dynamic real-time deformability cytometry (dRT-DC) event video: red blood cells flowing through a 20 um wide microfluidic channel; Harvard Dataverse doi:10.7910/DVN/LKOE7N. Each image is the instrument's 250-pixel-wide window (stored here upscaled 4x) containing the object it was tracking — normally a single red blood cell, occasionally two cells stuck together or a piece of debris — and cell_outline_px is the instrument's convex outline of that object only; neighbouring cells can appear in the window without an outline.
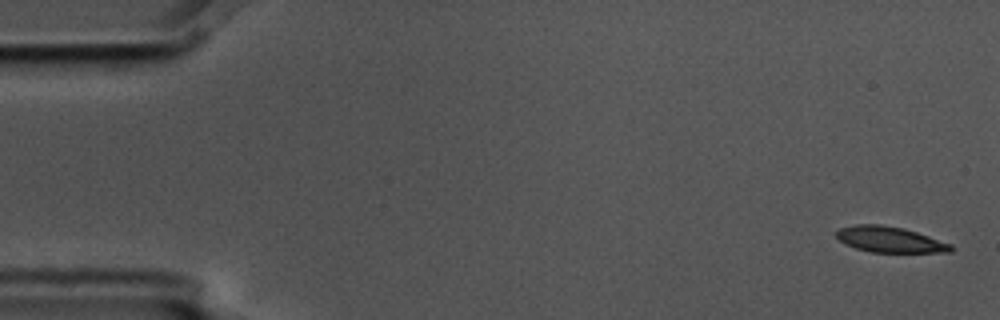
{"species": "common noctule bat (a hibernating species)", "species_latin": "Nyctalus noctula", "temperature_condition": "cold", "stored_images_in_passage": 6, "segment_of_instrument_passage": [1, 2], "camera_frame_rate_fps": 3000, "um_per_image_px": 0.085, "animal": {"sex": "male", "body_mass_g": 17.5, "forearm_length_mm": 52.3}, "frame": {"image": 1, "passage_image": 1, "time_ms": 0.0, "image_size_px": [1000, 320], "cell_outline_px": [[952, 252], [872, 252], [856, 248], [844, 244], [836, 236], [836, 232], [840, 228], [856, 224], [880, 224], [904, 228], [952, 244]], "centroid_in_image_um": [75.62, 20.35], "position_along_channel_um": 9.4, "area_um2": 17.11}}
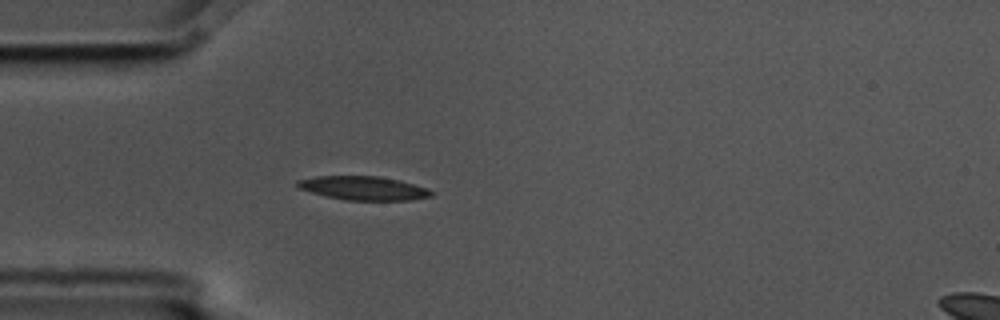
{"frame": {"image": 2, "passage_image": 5, "time_ms": 1.333, "image_size_px": [1000, 320], "cell_outline_px": [[432, 196], [408, 200], [344, 200], [324, 196], [300, 188], [296, 184], [296, 180], [316, 176], [380, 176], [400, 180], [428, 188], [432, 192]], "centroid_in_image_um": [30.89, 15.99], "position_along_channel_um": 54.1, "area_um2": 18.55}}